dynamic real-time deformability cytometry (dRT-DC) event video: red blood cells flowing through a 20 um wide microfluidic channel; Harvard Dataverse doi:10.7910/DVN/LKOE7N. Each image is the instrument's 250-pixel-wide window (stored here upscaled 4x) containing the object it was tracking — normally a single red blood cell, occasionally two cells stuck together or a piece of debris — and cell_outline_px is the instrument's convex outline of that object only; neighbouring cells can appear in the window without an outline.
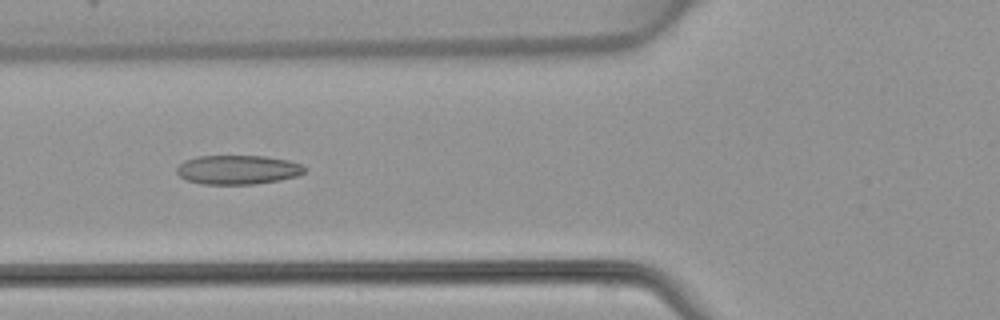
{"species": "common noctule bat (a hibernating species)", "species_latin": "Nyctalus noctula", "temperature_condition": "warm", "stored_images_in_passage": 6, "camera_frame_rate_fps": 3000, "um_per_image_px": 0.085, "animal": {"sex": "female", "body_mass_g": 22.7, "forearm_length_mm": 54.2}, "frame": {"image": 1, "passage_image": 6, "time_ms": 6.0, "image_size_px": [1000, 320], "cell_outline_px": [[304, 172], [296, 176], [280, 180], [256, 184], [200, 184], [188, 180], [180, 176], [176, 172], [176, 168], [184, 160], [196, 156], [264, 156], [288, 160], [300, 164], [304, 168]], "centroid_in_image_um": [20.18, 14.43], "position_along_channel_um": 105.6, "area_um2": 21.68}}